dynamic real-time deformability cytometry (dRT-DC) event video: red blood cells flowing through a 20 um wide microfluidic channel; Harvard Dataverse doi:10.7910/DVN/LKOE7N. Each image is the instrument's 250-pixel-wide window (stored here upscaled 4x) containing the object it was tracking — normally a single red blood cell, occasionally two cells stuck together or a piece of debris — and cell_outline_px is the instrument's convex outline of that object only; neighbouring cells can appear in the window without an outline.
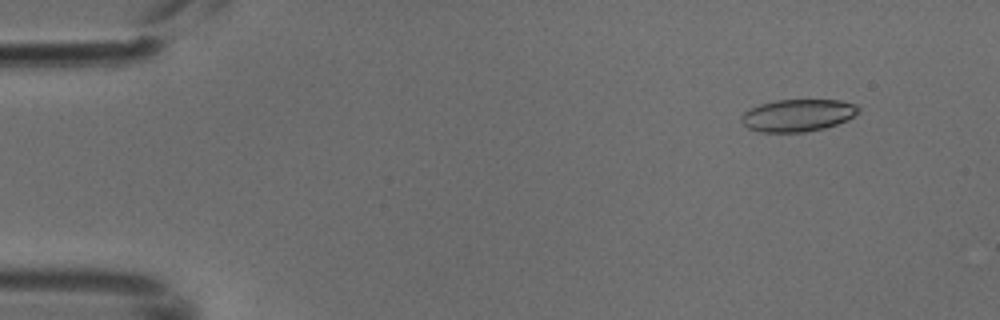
{"species": "common noctule bat (a hibernating species)", "species_latin": "Nyctalus noctula", "temperature_condition": "cold", "stored_images_in_passage": 4, "camera_frame_rate_fps": 3000, "um_per_image_px": 0.085, "animal": {"sex": "male", "body_mass_g": 18.8}, "frame": {"image": 1, "passage_image": 1, "time_ms": 0.0, "image_size_px": [1000, 320], "cell_outline_px": [[860, 112], [836, 124], [824, 128], [804, 132], [760, 132], [748, 128], [740, 120], [740, 116], [744, 112], [760, 104], [776, 100], [840, 100], [856, 104], [860, 108]], "centroid_in_image_um": [67.8, 9.8], "position_along_channel_um": 17.2, "area_um2": 21.91}}
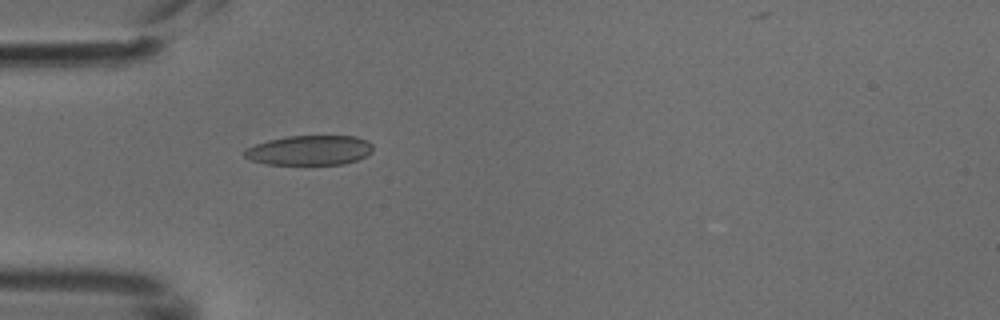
{"frame": {"image": 2, "passage_image": 4, "time_ms": 1.0, "image_size_px": [1000, 320], "cell_outline_px": [[372, 152], [368, 156], [344, 164], [268, 164], [252, 160], [244, 156], [244, 152], [248, 148], [256, 144], [268, 140], [288, 136], [356, 136], [368, 140], [372, 144]], "centroid_in_image_um": [26.37, 12.77], "position_along_channel_um": 58.6, "area_um2": 22.2}}